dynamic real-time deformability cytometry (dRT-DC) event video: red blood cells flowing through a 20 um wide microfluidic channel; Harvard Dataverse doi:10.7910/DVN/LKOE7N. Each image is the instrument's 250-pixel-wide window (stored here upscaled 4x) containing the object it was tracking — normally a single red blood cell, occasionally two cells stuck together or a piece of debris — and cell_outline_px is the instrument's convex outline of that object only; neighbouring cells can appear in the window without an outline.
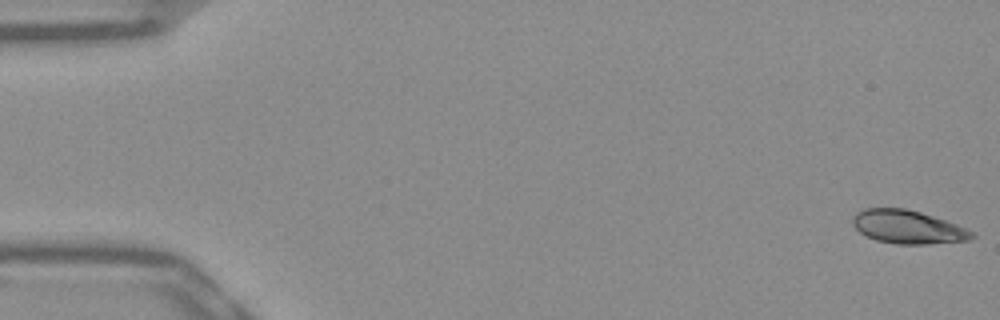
{"species": "Egyptian fruit bat (a non-hibernating species)", "species_latin": "Rousettus aegyptiacus", "temperature_condition": "warm", "stored_images_in_passage": 53, "camera_frame_rate_fps": 3000, "um_per_image_px": 0.085, "frame": {"image": 1, "passage_image": 1, "time_ms": 0.0, "image_size_px": [1000, 320], "cell_outline_px": [[976, 236], [968, 240], [928, 244], [896, 244], [876, 240], [864, 236], [852, 224], [852, 216], [856, 212], [864, 208], [904, 208], [920, 212], [956, 224], [972, 232]], "centroid_in_image_um": [77.1, 19.29], "position_along_channel_um": 7.9, "area_um2": 23.12}}
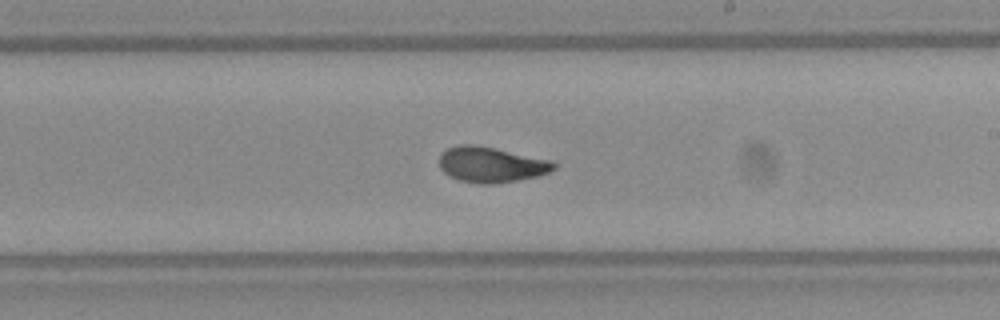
{"frame": {"image": 2, "passage_image": 31, "time_ms": 10.0, "image_size_px": [1000, 320], "cell_outline_px": [[556, 168], [548, 172], [536, 176], [516, 180], [492, 184], [480, 184], [460, 180], [444, 172], [440, 168], [440, 152], [448, 148], [460, 144], [472, 144], [552, 160], [556, 164]], "centroid_in_image_um": [41.73, 13.99], "position_along_channel_um": 247.3, "area_um2": 23.35}}
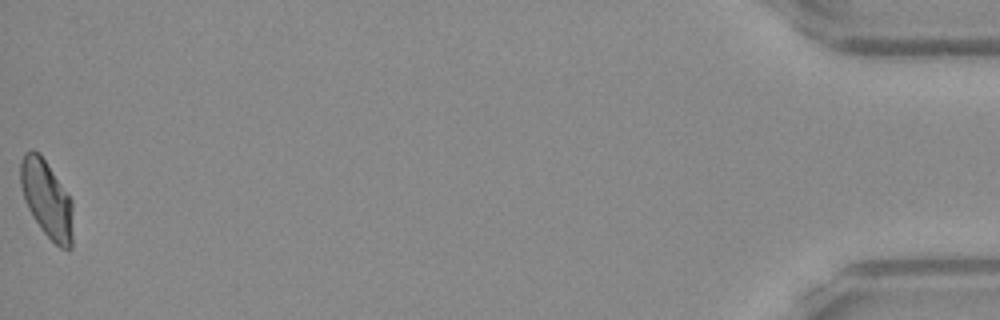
{"frame": {"image": 3, "passage_image": 53, "time_ms": 17.333, "image_size_px": [1000, 320], "cell_outline_px": [[72, 248], [60, 248], [40, 228], [32, 216], [24, 200], [20, 184], [20, 164], [24, 152], [32, 148], [40, 152], [72, 200]], "centroid_in_image_um": [3.95, 16.88], "position_along_channel_um": 431.2, "area_um2": 23.7}, "authors_computed_cell_mechanics": {"area_um2": 23.5246, "velocity_mm_per_s": 3.8462, "shape_relaxation_time_tau1_ms": 4.4254, "shape_relaxation_time_tau2_ms": 1.0428, "deformation_change_tau1": 0.1552, "deformation_change_tau2": 0.0561}}